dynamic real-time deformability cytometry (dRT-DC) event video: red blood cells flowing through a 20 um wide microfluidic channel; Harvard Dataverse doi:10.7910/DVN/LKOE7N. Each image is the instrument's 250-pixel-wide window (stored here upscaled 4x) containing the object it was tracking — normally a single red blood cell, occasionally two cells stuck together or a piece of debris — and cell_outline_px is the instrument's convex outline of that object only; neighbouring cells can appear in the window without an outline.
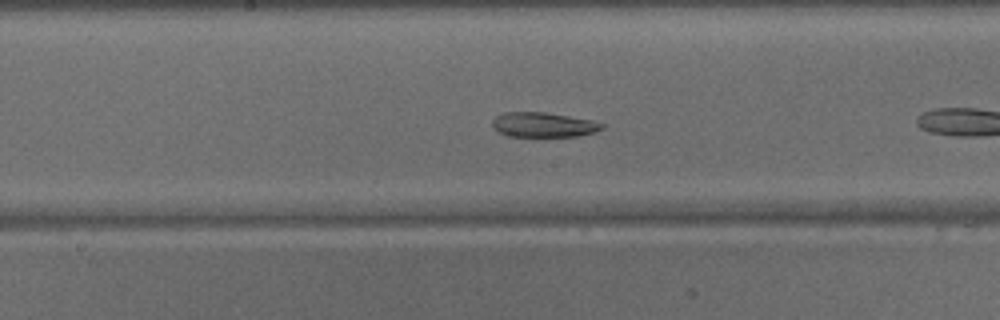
{"species": "common noctule bat (a hibernating species)", "species_latin": "Nyctalus noctula", "temperature_condition": "warm", "stored_images_in_passage": 15, "camera_frame_rate_fps": 3000, "um_per_image_px": 0.085, "animal": {"sex": "male", "body_mass_g": 15.6}, "frame": {"image": 1, "passage_image": 11, "time_ms": 3.333, "image_size_px": [1000, 320], "cell_outline_px": [[604, 128], [596, 132], [576, 136], [508, 136], [496, 132], [492, 128], [492, 120], [496, 116], [504, 112], [544, 112], [592, 120], [604, 124]], "centroid_in_image_um": [46.15, 10.61], "position_along_channel_um": 202.0, "area_um2": 15.9}}